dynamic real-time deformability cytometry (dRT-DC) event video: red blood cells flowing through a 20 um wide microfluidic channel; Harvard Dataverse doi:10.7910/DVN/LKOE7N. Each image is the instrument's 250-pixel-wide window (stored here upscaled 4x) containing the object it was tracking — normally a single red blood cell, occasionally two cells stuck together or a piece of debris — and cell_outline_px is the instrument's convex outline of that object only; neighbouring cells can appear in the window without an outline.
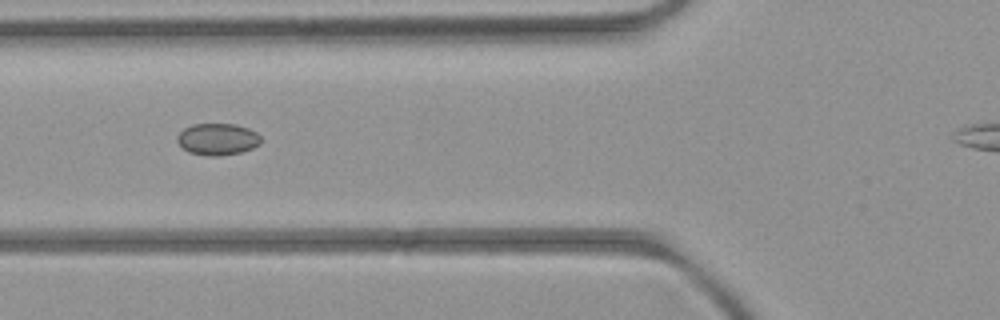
{"species": "common noctule bat (a hibernating species)", "species_latin": "Nyctalus noctula", "temperature_condition": "room temperature", "stored_images_in_passage": 5, "camera_frame_rate_fps": 3000, "um_per_image_px": 0.085, "animal": {"sex": "female", "body_mass_g": 21.9}, "frame": {"image": 1, "passage_image": 4, "time_ms": 3.333, "image_size_px": [1000, 320], "cell_outline_px": [[260, 144], [252, 148], [240, 152], [216, 156], [208, 156], [188, 152], [176, 140], [176, 136], [184, 128], [192, 124], [236, 124], [248, 128], [256, 132], [260, 136]], "centroid_in_image_um": [18.48, 11.82], "position_along_channel_um": 107.3, "area_um2": 15.43}}
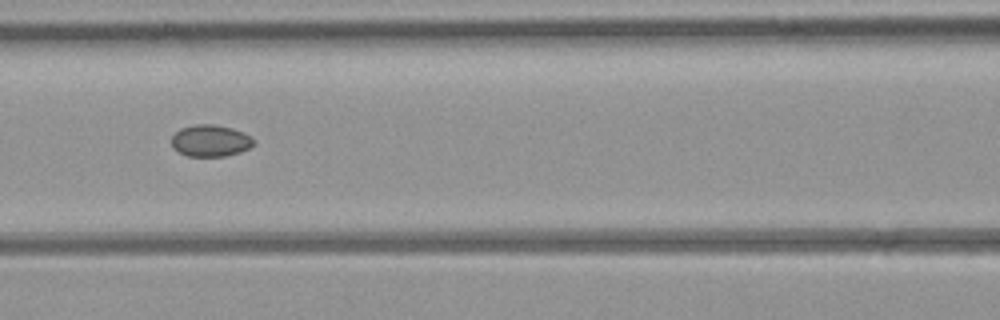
{"frame": {"image": 2, "passage_image": 5, "time_ms": 4.333, "image_size_px": [1000, 320], "cell_outline_px": [[252, 144], [248, 148], [240, 152], [224, 156], [188, 156], [172, 148], [172, 136], [180, 128], [196, 124], [212, 124], [232, 128], [248, 136], [252, 140]], "centroid_in_image_um": [17.82, 11.96], "position_along_channel_um": 148.8, "area_um2": 14.85}}